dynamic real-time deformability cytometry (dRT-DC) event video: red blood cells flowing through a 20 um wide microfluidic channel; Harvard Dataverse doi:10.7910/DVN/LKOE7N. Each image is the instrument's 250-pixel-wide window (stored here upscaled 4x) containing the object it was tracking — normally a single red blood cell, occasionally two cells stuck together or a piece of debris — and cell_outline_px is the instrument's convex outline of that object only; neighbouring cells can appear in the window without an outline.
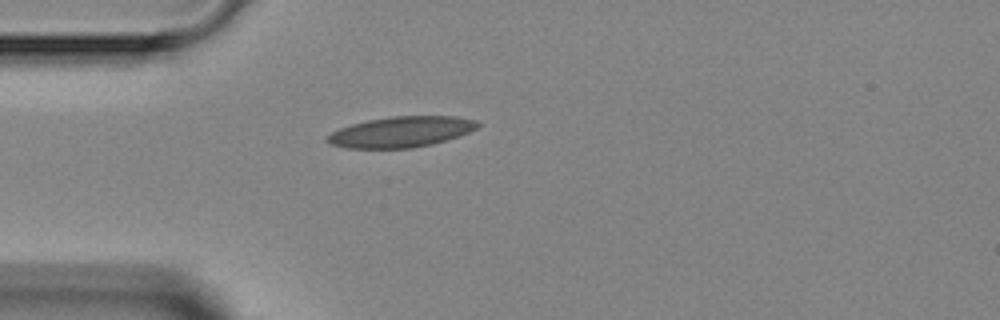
{"species": "Egyptian fruit bat (a non-hibernating species)", "species_latin": "Rousettus aegyptiacus", "temperature_condition": "room temperature", "stored_images_in_passage": 1, "camera_frame_rate_fps": 3000, "um_per_image_px": 0.085, "animal": {"sex": "female"}, "frame": {"image": 1, "passage_image": 1, "time_ms": 0.0, "image_size_px": [1000, 320], "cell_outline_px": [[480, 124], [476, 128], [460, 136], [432, 144], [412, 148], [344, 148], [328, 144], [324, 140], [332, 132], [340, 128], [352, 124], [368, 120], [392, 116], [456, 116], [476, 120]], "centroid_in_image_um": [34.08, 11.21], "position_along_channel_um": 50.9, "area_um2": 26.93}}